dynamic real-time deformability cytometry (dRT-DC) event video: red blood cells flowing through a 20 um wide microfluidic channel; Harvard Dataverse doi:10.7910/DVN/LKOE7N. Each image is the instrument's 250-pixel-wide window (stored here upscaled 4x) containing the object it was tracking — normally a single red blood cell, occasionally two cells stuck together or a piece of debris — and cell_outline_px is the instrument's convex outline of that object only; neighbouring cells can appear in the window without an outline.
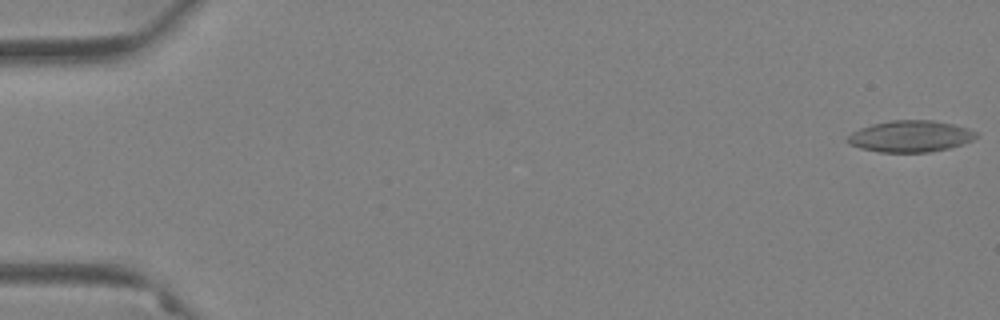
{"species": "Egyptian fruit bat (a non-hibernating species)", "species_latin": "Rousettus aegyptiacus", "temperature_condition": "warm", "stored_images_in_passage": 19, "camera_frame_rate_fps": 3000, "um_per_image_px": 0.085, "animal": {"sex": "female"}, "frame": {"image": 1, "passage_image": 1, "time_ms": 0.0, "image_size_px": [1000, 320], "cell_outline_px": [[976, 136], [972, 140], [964, 144], [948, 148], [928, 152], [880, 152], [860, 148], [848, 144], [844, 140], [852, 132], [860, 128], [872, 124], [892, 120], [932, 120], [952, 124], [968, 128], [976, 132]], "centroid_in_image_um": [77.35, 11.58], "position_along_channel_um": 7.7, "area_um2": 23.58}}
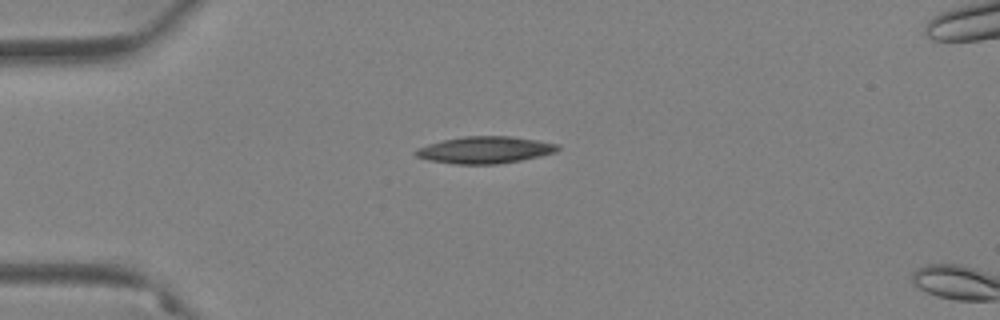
{"frame": {"image": 2, "passage_image": 16, "time_ms": 5.0, "image_size_px": [1000, 320], "cell_outline_px": [[560, 148], [556, 152], [540, 156], [520, 160], [496, 164], [456, 164], [428, 160], [416, 156], [412, 152], [416, 148], [428, 144], [444, 140], [464, 136], [512, 136], [560, 144]], "centroid_in_image_um": [41.21, 12.74], "position_along_channel_um": 43.8, "area_um2": 22.31}}